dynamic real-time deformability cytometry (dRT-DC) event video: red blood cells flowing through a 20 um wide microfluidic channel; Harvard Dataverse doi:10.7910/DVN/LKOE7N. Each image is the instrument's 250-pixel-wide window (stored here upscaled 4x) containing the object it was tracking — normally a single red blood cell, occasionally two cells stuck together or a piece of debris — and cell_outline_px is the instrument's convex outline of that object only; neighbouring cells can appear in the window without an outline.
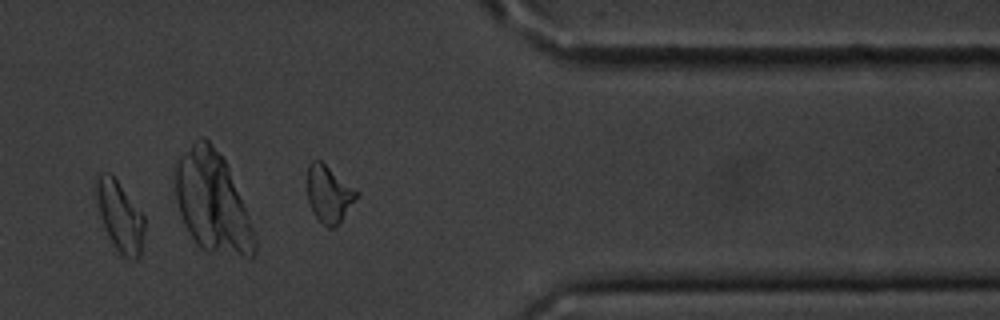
{"species": "common noctule bat (a hibernating species)", "species_latin": "Nyctalus noctula", "temperature_condition": "cold", "stored_images_in_passage": 14, "camera_frame_rate_fps": 3000, "um_per_image_px": 0.085, "animal": {"sex": "male", "body_mass_g": 20.1, "forearm_length_mm": 53.5}, "frame": {"image": 1, "passage_image": 12, "time_ms": 14.0, "image_size_px": [1000, 320], "cell_outline_px": [[144, 228], [140, 256], [136, 260], [132, 260], [124, 256], [112, 244], [108, 236], [100, 212], [96, 196], [96, 176], [108, 172], [116, 180], [144, 216]], "centroid_in_image_um": [10.2, 18.42], "position_along_channel_um": 401.2, "area_um2": 19.02}, "authors_computed_cell_mechanics": {"area_um2": 18.6116, "velocity_mm_per_s": 3.5333, "shape_relaxation_time_tau1_ms": 3.8612, "shape_relaxation_time_tau2_ms": 7.7106, "deformation_change_tau1": 0.1308, "deformation_change_tau2": 0.1453}}